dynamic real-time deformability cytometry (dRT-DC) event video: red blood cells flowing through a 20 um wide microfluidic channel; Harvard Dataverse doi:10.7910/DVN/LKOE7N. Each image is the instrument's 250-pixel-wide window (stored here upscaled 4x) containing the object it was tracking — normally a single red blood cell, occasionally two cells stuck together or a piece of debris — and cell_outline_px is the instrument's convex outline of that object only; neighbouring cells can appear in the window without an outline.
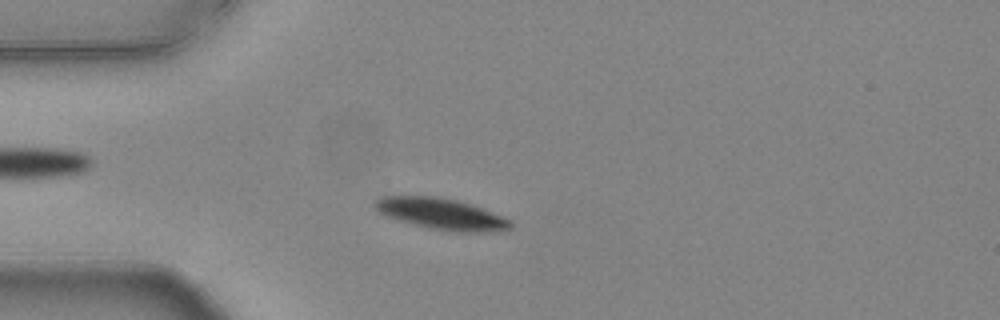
{"species": "common noctule bat (a hibernating species)", "species_latin": "Nyctalus noctula", "temperature_condition": "warm", "stored_images_in_passage": 51, "camera_frame_rate_fps": 3000, "um_per_image_px": 0.085, "animal": {"sex": "female", "body_mass_g": 24.6, "forearm_length_mm": 56.2}, "frame": {"image": 1, "passage_image": 11, "time_ms": 3.333, "image_size_px": [1000, 320], "cell_outline_px": [[512, 228], [508, 232], [452, 232], [428, 228], [412, 224], [388, 216], [380, 212], [376, 208], [376, 200], [380, 196], [436, 196], [456, 200], [472, 204], [512, 220]], "centroid_in_image_um": [37.62, 18.2], "position_along_channel_um": 47.4, "area_um2": 24.85}}
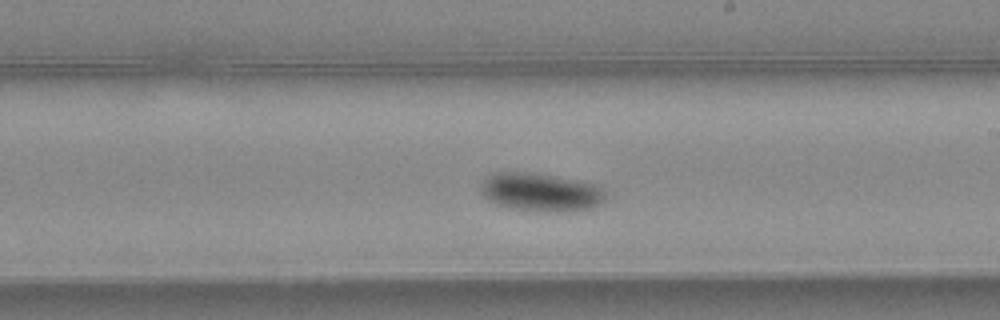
{"frame": {"image": 2, "passage_image": 28, "time_ms": 9.0, "image_size_px": [1000, 320], "cell_outline_px": [[604, 200], [600, 204], [592, 208], [560, 212], [548, 212], [512, 208], [496, 204], [488, 200], [484, 196], [480, 188], [484, 180], [488, 176], [496, 172], [524, 172], [556, 176], [596, 184], [604, 188]], "centroid_in_image_um": [45.98, 16.34], "position_along_channel_um": 243.0, "area_um2": 27.74}}
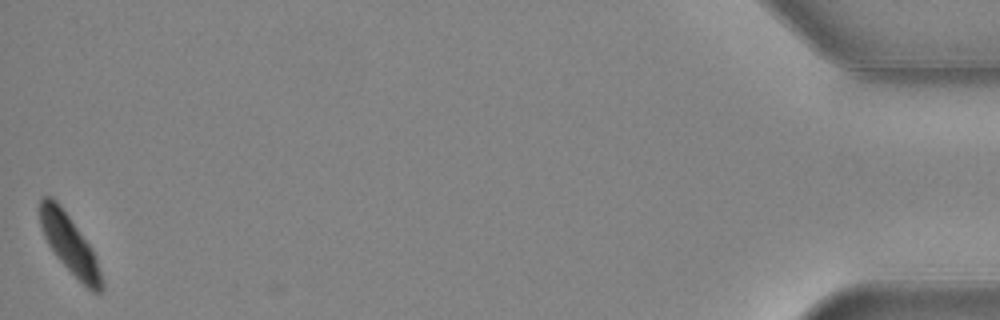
{"frame": {"image": 3, "passage_image": 51, "time_ms": 16.667, "image_size_px": [1000, 320], "cell_outline_px": [[104, 288], [100, 292], [92, 292], [56, 256], [48, 244], [44, 236], [40, 224], [40, 200], [44, 196], [52, 196], [60, 204], [92, 248], [96, 256], [104, 280]], "centroid_in_image_um": [5.94, 20.76], "position_along_channel_um": 429.3, "area_um2": 20.92}, "authors_computed_cell_mechanics": {"area_um2": 24.6228, "velocity_mm_per_s": 3.7289, "shape_relaxation_time_tau1_ms": 4.0855, "shape_relaxation_time_tau2_ms": null, "deformation_change_tau1": 0.1315, "deformation_change_tau2": null}}